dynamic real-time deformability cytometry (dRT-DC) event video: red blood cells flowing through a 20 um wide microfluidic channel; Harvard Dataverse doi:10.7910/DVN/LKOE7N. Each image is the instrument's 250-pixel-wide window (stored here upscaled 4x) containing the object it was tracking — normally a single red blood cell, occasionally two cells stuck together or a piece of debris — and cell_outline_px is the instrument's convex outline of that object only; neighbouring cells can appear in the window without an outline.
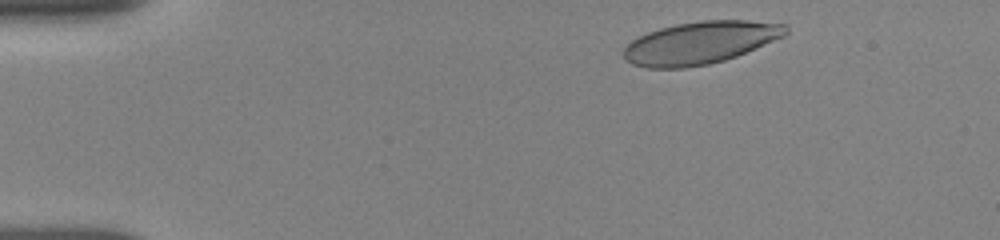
{"species": "human", "species_latin": "Homo sapiens", "temperature_condition": "room temperature", "stored_images_in_passage": 14, "camera_frame_rate_fps": 3000, "um_per_image_px": 0.085, "donor": {"sex": "female"}, "frame": {"image": 1, "passage_image": 2, "time_ms": 0.333, "image_size_px": [1000, 240], "cell_outline_px": [[788, 36], [736, 56], [724, 60], [708, 64], [684, 68], [648, 68], [632, 64], [624, 60], [624, 48], [632, 40], [648, 32], [660, 28], [676, 24], [700, 20], [748, 20], [788, 24]], "centroid_in_image_um": [59.57, 3.62], "position_along_channel_um": 25.4, "area_um2": 40.4}}
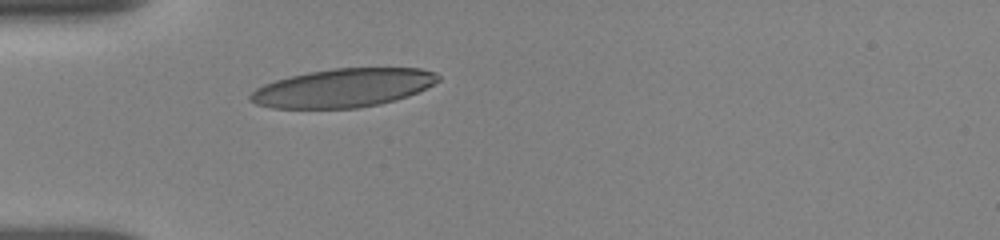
{"frame": {"image": 2, "passage_image": 12, "time_ms": 3.0, "image_size_px": [1000, 240], "cell_outline_px": [[440, 80], [408, 96], [396, 100], [380, 104], [360, 108], [272, 108], [256, 104], [248, 100], [248, 96], [256, 88], [264, 84], [276, 80], [308, 72], [332, 68], [420, 68], [436, 72], [440, 76]], "centroid_in_image_um": [29.16, 7.47], "position_along_channel_um": 55.8, "area_um2": 42.19}}